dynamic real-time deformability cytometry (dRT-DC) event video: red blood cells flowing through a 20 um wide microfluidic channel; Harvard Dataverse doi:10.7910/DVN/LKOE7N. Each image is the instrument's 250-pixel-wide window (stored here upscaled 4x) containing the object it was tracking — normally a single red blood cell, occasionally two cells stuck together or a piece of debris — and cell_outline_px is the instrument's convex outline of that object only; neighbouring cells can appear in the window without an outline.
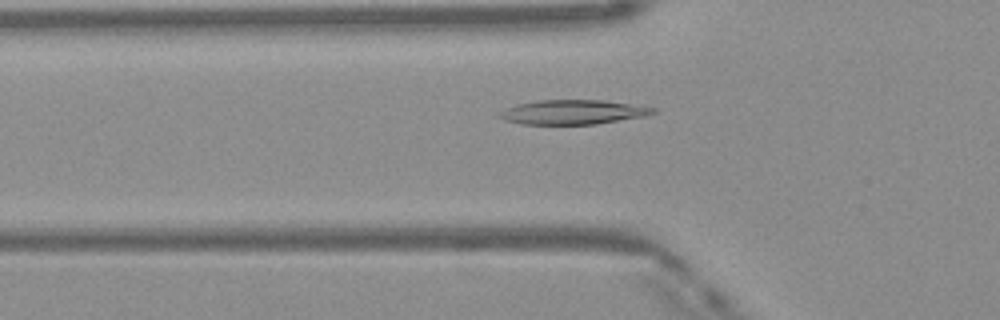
{"species": "Egyptian fruit bat (a non-hibernating species)", "species_latin": "Rousettus aegyptiacus", "temperature_condition": "warm", "stored_images_in_passage": 42, "camera_frame_rate_fps": 3000, "um_per_image_px": 0.085, "frame": {"image": 1, "passage_image": 15, "time_ms": 4.667, "image_size_px": [1000, 320], "cell_outline_px": [[656, 112], [644, 116], [596, 124], [520, 124], [504, 120], [500, 116], [500, 112], [516, 104], [540, 100], [604, 100], [656, 108]], "centroid_in_image_um": [48.7, 9.53], "position_along_channel_um": 77.1, "area_um2": 21.62}}
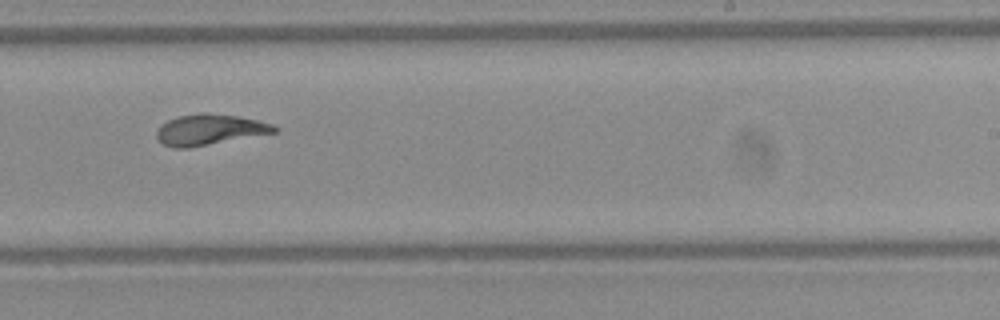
{"frame": {"image": 2, "passage_image": 29, "time_ms": 9.333, "image_size_px": [1000, 320], "cell_outline_px": [[276, 132], [188, 148], [172, 148], [164, 144], [156, 136], [156, 132], [160, 124], [168, 120], [180, 116], [200, 112], [204, 112], [236, 116], [256, 120], [272, 124], [276, 128]], "centroid_in_image_um": [17.76, 11.02], "position_along_channel_um": 271.2, "area_um2": 20.81}}
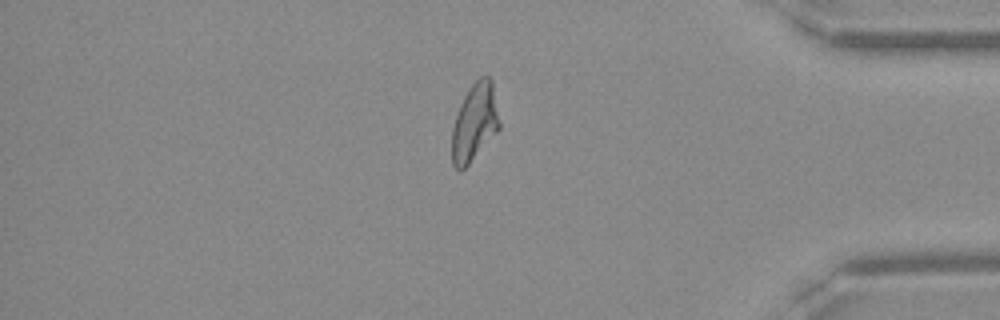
{"frame": {"image": 3, "passage_image": 40, "time_ms": 13.0, "image_size_px": [1000, 320], "cell_outline_px": [[500, 128], [468, 164], [460, 172], [452, 164], [452, 128], [460, 104], [468, 88], [480, 76], [488, 76], [492, 80], [500, 124]], "centroid_in_image_um": [40.33, 10.39], "position_along_channel_um": 394.9, "area_um2": 21.27}}